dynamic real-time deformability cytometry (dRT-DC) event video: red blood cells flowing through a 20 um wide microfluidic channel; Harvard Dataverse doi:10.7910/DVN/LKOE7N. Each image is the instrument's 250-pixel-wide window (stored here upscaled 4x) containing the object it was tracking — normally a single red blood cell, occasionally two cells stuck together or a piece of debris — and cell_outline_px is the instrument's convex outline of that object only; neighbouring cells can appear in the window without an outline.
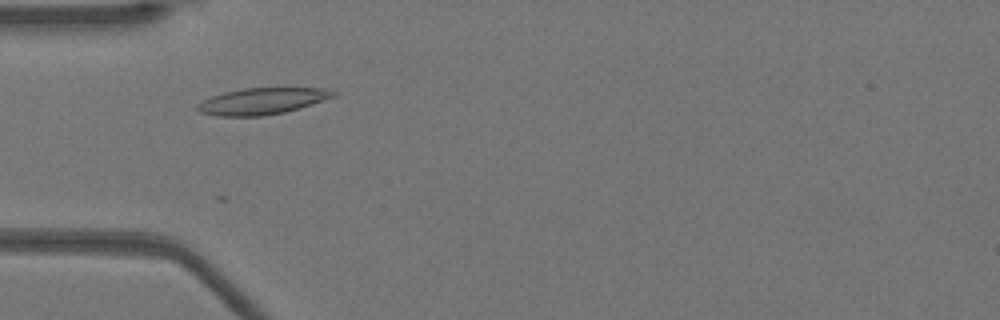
{"species": "Egyptian fruit bat (a non-hibernating species)", "species_latin": "Rousettus aegyptiacus", "temperature_condition": "warm", "stored_images_in_passage": 22, "camera_frame_rate_fps": 3000, "um_per_image_px": 0.085, "animal": {"sex": "female"}, "frame": {"image": 1, "passage_image": 10, "time_ms": 3.0, "image_size_px": [1000, 320], "cell_outline_px": [[336, 96], [300, 108], [284, 112], [264, 116], [216, 116], [200, 112], [196, 108], [196, 104], [212, 96], [224, 92], [244, 88], [328, 88], [336, 92]], "centroid_in_image_um": [22.29, 8.6], "position_along_channel_um": 62.7, "area_um2": 20.98}}
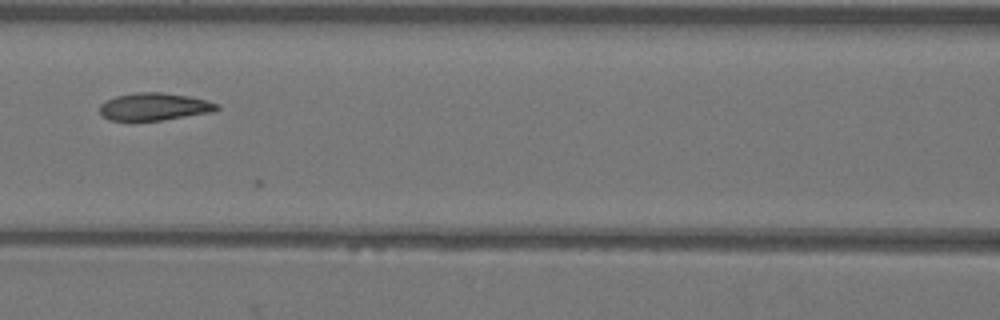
{"frame": {"image": 2, "passage_image": 17, "time_ms": 5.333, "image_size_px": [1000, 320], "cell_outline_px": [[220, 108], [212, 112], [160, 120], [108, 120], [100, 112], [100, 104], [104, 100], [116, 96], [136, 92], [160, 92], [188, 96], [220, 104]], "centroid_in_image_um": [13.09, 9.06], "position_along_channel_um": 153.5, "area_um2": 18.61}}
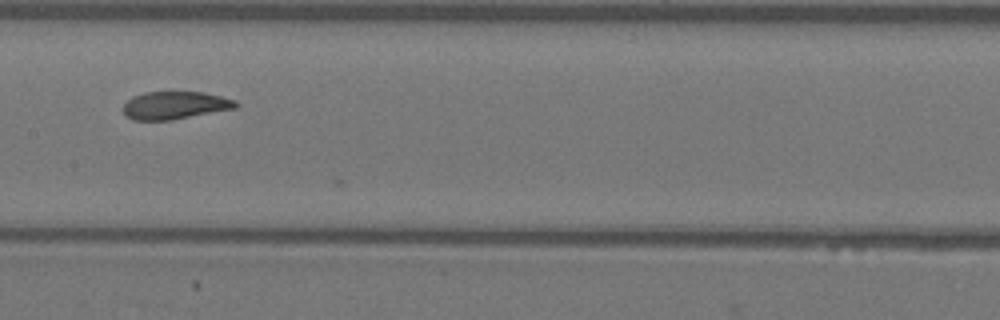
{"frame": {"image": 3, "passage_image": 20, "time_ms": 6.333, "image_size_px": [1000, 320], "cell_outline_px": [[240, 104], [236, 108], [172, 120], [132, 120], [124, 116], [124, 104], [132, 96], [144, 92], [204, 92], [236, 100]], "centroid_in_image_um": [14.87, 8.95], "position_along_channel_um": 192.5, "area_um2": 18.32}}